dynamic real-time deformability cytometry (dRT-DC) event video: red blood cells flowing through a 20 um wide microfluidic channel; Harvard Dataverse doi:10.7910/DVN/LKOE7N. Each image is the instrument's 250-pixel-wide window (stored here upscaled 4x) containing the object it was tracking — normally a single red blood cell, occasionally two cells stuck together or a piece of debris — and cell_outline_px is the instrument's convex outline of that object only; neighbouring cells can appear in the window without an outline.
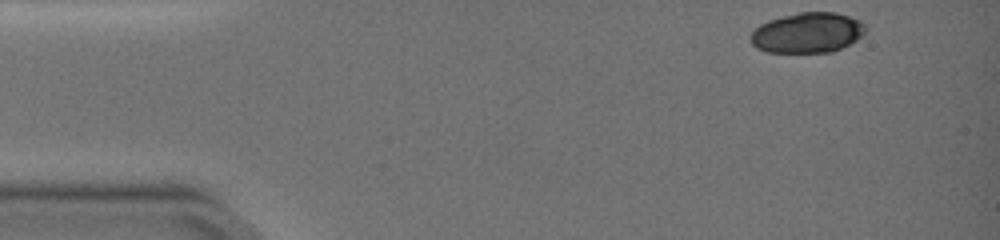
{"species": "common noctule bat (a hibernating species)", "species_latin": "Nyctalus noctula", "temperature_condition": "warm", "stored_images_in_passage": 6, "camera_frame_rate_fps": 3000, "um_per_image_px": 0.085, "animal": {"sex": "female", "body_mass_g": 19.0, "forearm_length_mm": 51.5}, "frame": {"image": 1, "passage_image": 1, "time_ms": 0.0, "image_size_px": [1000, 240], "cell_outline_px": [[868, 28], [856, 40], [832, 52], [768, 52], [756, 48], [752, 44], [752, 32], [760, 24], [768, 20], [800, 12], [836, 12], [860, 20]], "centroid_in_image_um": [68.65, 2.78], "position_along_channel_um": 16.4, "area_um2": 26.76}}